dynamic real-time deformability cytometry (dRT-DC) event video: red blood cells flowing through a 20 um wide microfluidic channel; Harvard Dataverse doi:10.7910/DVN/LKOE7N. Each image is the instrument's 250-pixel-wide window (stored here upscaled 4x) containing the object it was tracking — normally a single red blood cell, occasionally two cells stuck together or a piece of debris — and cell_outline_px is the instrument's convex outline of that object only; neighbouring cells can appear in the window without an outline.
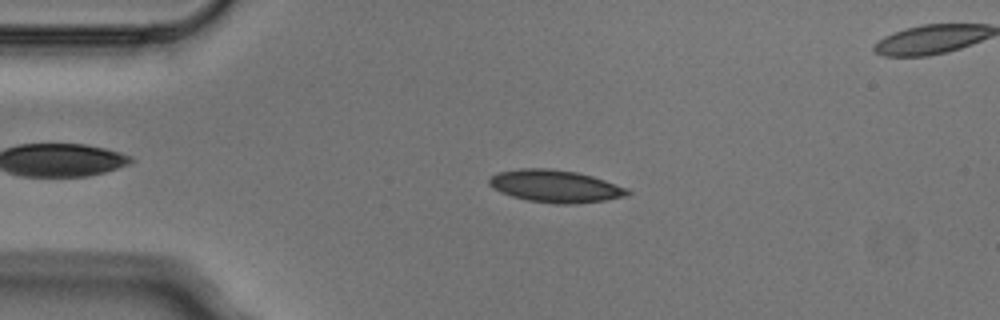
{"species": "Egyptian fruit bat (a non-hibernating species)", "species_latin": "Rousettus aegyptiacus", "temperature_condition": "cold", "stored_images_in_passage": 4, "camera_frame_rate_fps": 3000, "um_per_image_px": 0.085, "animal": {"sex": "male"}, "frame": {"image": 1, "passage_image": 2, "time_ms": 0.333, "image_size_px": [1000, 320], "cell_outline_px": [[632, 192], [628, 196], [604, 200], [572, 204], [556, 204], [528, 200], [512, 196], [500, 192], [492, 188], [488, 184], [488, 180], [492, 176], [500, 172], [520, 168], [548, 168], [576, 172], [592, 176], [628, 188]], "centroid_in_image_um": [47.21, 15.83], "position_along_channel_um": 37.8, "area_um2": 26.07}}
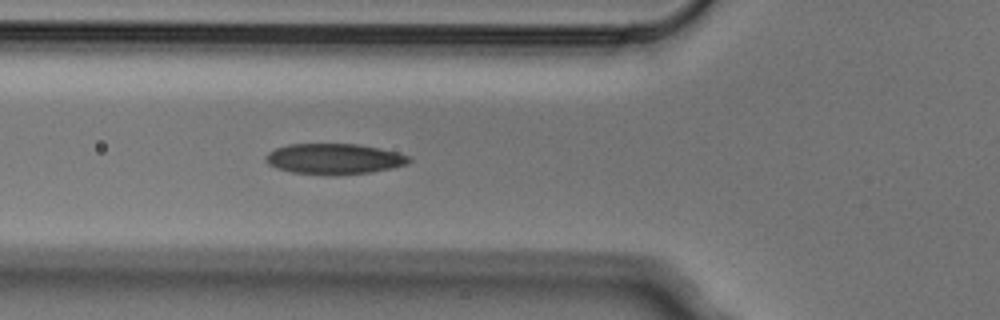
{"frame": {"image": 2, "passage_image": 4, "time_ms": 1.0, "image_size_px": [1000, 320], "cell_outline_px": [[412, 160], [408, 164], [392, 168], [372, 172], [336, 176], [332, 176], [292, 172], [276, 168], [268, 164], [264, 160], [264, 156], [268, 152], [276, 148], [288, 144], [360, 144], [380, 148], [396, 152], [408, 156]], "centroid_in_image_um": [28.39, 13.51], "position_along_channel_um": 97.4, "area_um2": 25.95}}